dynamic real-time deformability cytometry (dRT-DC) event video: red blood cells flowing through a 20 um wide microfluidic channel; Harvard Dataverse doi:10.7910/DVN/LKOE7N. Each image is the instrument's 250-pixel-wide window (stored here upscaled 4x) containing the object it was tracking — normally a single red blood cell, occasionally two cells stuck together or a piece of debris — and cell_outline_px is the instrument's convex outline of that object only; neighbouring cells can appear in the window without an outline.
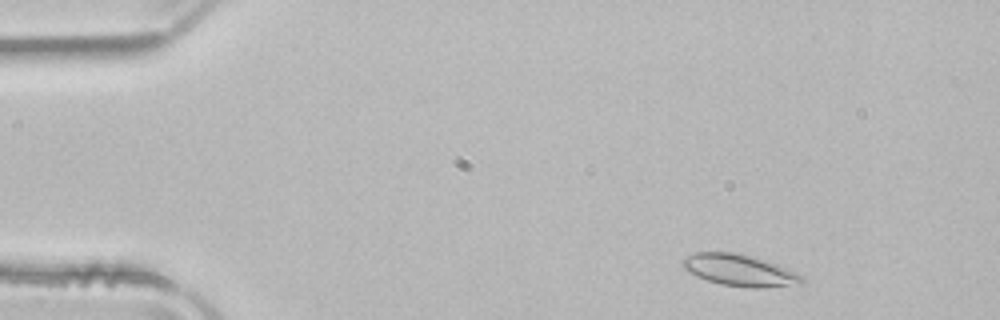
{"species": "common noctule bat (a hibernating species)", "species_latin": "Nyctalus noctula", "temperature_condition": "room temperature", "stored_images_in_passage": 48, "camera_frame_rate_fps": 3000, "um_per_image_px": 0.085, "animal": {"sex": "male", "body_mass_g": 21.5, "forearm_length_mm": 52.0}, "frame": {"image": 1, "passage_image": 3, "time_ms": 0.667, "image_size_px": [1000, 320], "cell_outline_px": [[804, 284], [764, 288], [748, 288], [720, 284], [708, 280], [688, 272], [680, 268], [680, 260], [684, 256], [696, 252], [736, 252], [752, 256], [776, 264], [800, 276], [804, 280]], "centroid_in_image_um": [62.78, 22.97], "position_along_channel_um": 22.2, "area_um2": 22.14}}
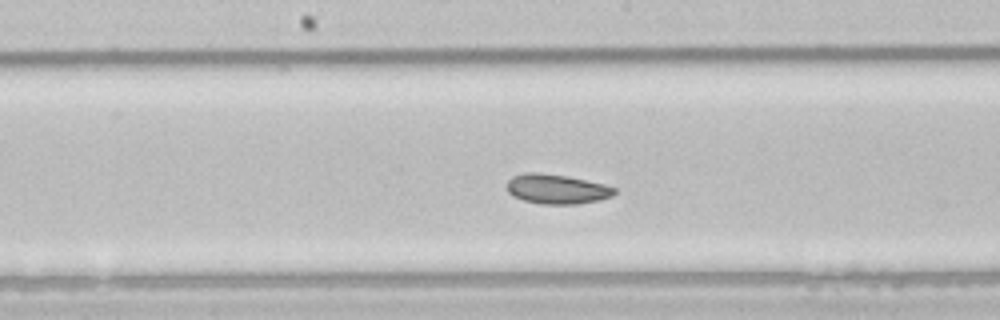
{"frame": {"image": 2, "passage_image": 23, "time_ms": 7.333, "image_size_px": [1000, 320], "cell_outline_px": [[616, 192], [612, 196], [600, 200], [576, 204], [544, 204], [524, 200], [512, 196], [508, 192], [508, 180], [512, 176], [524, 172], [536, 172], [568, 176], [604, 184], [616, 188]], "centroid_in_image_um": [47.33, 16.06], "position_along_channel_um": 200.9, "area_um2": 18.61}}
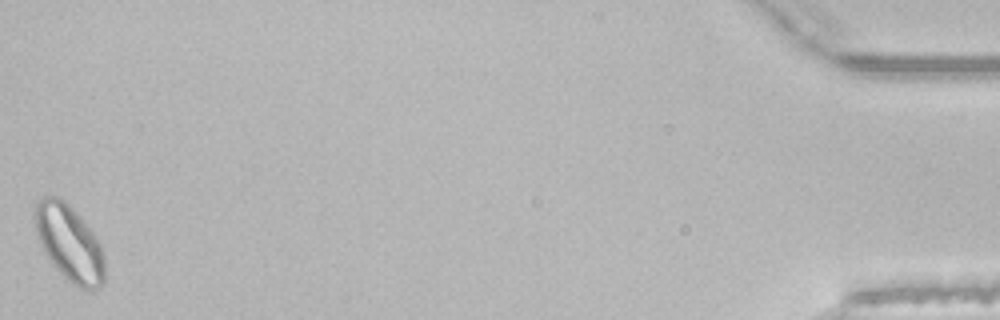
{"frame": {"image": 3, "passage_image": 48, "time_ms": 15.667, "image_size_px": [1000, 320], "cell_outline_px": [[104, 284], [100, 288], [88, 292], [72, 284], [52, 264], [44, 252], [40, 244], [36, 232], [36, 200], [44, 196], [56, 196], [64, 200], [72, 208], [92, 232], [100, 244], [104, 256]], "centroid_in_image_um": [5.91, 20.71], "position_along_channel_um": 429.3, "area_um2": 30.81}, "authors_computed_cell_mechanics": {"area_um2": 20.6346, "velocity_mm_per_s": 3.9136, "shape_relaxation_time_tau1_ms": 2.2463, "shape_relaxation_time_tau2_ms": 8.0293, "deformation_change_tau1": 0.0723, "deformation_change_tau2": 0.088}}